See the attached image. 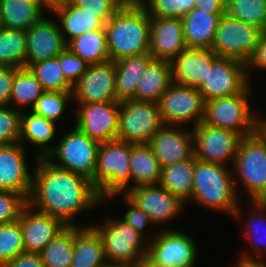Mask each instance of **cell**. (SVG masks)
<instances>
[{"mask_svg": "<svg viewBox=\"0 0 266 267\" xmlns=\"http://www.w3.org/2000/svg\"><path fill=\"white\" fill-rule=\"evenodd\" d=\"M24 252L23 235L19 220L0 224V267Z\"/></svg>", "mask_w": 266, "mask_h": 267, "instance_id": "cell-41", "label": "cell"}, {"mask_svg": "<svg viewBox=\"0 0 266 267\" xmlns=\"http://www.w3.org/2000/svg\"><path fill=\"white\" fill-rule=\"evenodd\" d=\"M69 0H41V9L46 13V10L53 12L55 9L63 6Z\"/></svg>", "mask_w": 266, "mask_h": 267, "instance_id": "cell-52", "label": "cell"}, {"mask_svg": "<svg viewBox=\"0 0 266 267\" xmlns=\"http://www.w3.org/2000/svg\"><path fill=\"white\" fill-rule=\"evenodd\" d=\"M224 14H211L194 8L181 19L183 22L184 40L187 48L211 49L215 33Z\"/></svg>", "mask_w": 266, "mask_h": 267, "instance_id": "cell-25", "label": "cell"}, {"mask_svg": "<svg viewBox=\"0 0 266 267\" xmlns=\"http://www.w3.org/2000/svg\"><path fill=\"white\" fill-rule=\"evenodd\" d=\"M99 145L74 125L45 158L58 168L87 178L93 185Z\"/></svg>", "mask_w": 266, "mask_h": 267, "instance_id": "cell-8", "label": "cell"}, {"mask_svg": "<svg viewBox=\"0 0 266 267\" xmlns=\"http://www.w3.org/2000/svg\"><path fill=\"white\" fill-rule=\"evenodd\" d=\"M262 31L225 13L218 24L211 47L217 56L247 64L254 53Z\"/></svg>", "mask_w": 266, "mask_h": 267, "instance_id": "cell-10", "label": "cell"}, {"mask_svg": "<svg viewBox=\"0 0 266 267\" xmlns=\"http://www.w3.org/2000/svg\"><path fill=\"white\" fill-rule=\"evenodd\" d=\"M44 92L42 85L29 68H18L14 74L8 106L21 112L25 107L27 109L31 107L28 109L30 111Z\"/></svg>", "mask_w": 266, "mask_h": 267, "instance_id": "cell-34", "label": "cell"}, {"mask_svg": "<svg viewBox=\"0 0 266 267\" xmlns=\"http://www.w3.org/2000/svg\"><path fill=\"white\" fill-rule=\"evenodd\" d=\"M74 125L99 143L117 139L120 102H95L76 105Z\"/></svg>", "mask_w": 266, "mask_h": 267, "instance_id": "cell-15", "label": "cell"}, {"mask_svg": "<svg viewBox=\"0 0 266 267\" xmlns=\"http://www.w3.org/2000/svg\"><path fill=\"white\" fill-rule=\"evenodd\" d=\"M232 169L238 195L241 182L251 201L266 197V143L256 133L240 139Z\"/></svg>", "mask_w": 266, "mask_h": 267, "instance_id": "cell-6", "label": "cell"}, {"mask_svg": "<svg viewBox=\"0 0 266 267\" xmlns=\"http://www.w3.org/2000/svg\"><path fill=\"white\" fill-rule=\"evenodd\" d=\"M246 68L249 80L251 77L250 73L254 71V69H258L259 71L260 69L261 71L264 69L266 70V31L261 33L254 53L246 64Z\"/></svg>", "mask_w": 266, "mask_h": 267, "instance_id": "cell-48", "label": "cell"}, {"mask_svg": "<svg viewBox=\"0 0 266 267\" xmlns=\"http://www.w3.org/2000/svg\"><path fill=\"white\" fill-rule=\"evenodd\" d=\"M26 68L58 56L67 48L58 23L45 15L26 30Z\"/></svg>", "mask_w": 266, "mask_h": 267, "instance_id": "cell-18", "label": "cell"}, {"mask_svg": "<svg viewBox=\"0 0 266 267\" xmlns=\"http://www.w3.org/2000/svg\"><path fill=\"white\" fill-rule=\"evenodd\" d=\"M52 13V15H56V19L59 18L61 33L67 44L88 31L105 29L106 26V23L97 16V13L89 10V7H77L70 1Z\"/></svg>", "mask_w": 266, "mask_h": 267, "instance_id": "cell-26", "label": "cell"}, {"mask_svg": "<svg viewBox=\"0 0 266 267\" xmlns=\"http://www.w3.org/2000/svg\"><path fill=\"white\" fill-rule=\"evenodd\" d=\"M108 264L100 234L90 224L74 225L71 267H105Z\"/></svg>", "mask_w": 266, "mask_h": 267, "instance_id": "cell-24", "label": "cell"}, {"mask_svg": "<svg viewBox=\"0 0 266 267\" xmlns=\"http://www.w3.org/2000/svg\"><path fill=\"white\" fill-rule=\"evenodd\" d=\"M21 114L11 106L0 107V146L19 142Z\"/></svg>", "mask_w": 266, "mask_h": 267, "instance_id": "cell-43", "label": "cell"}, {"mask_svg": "<svg viewBox=\"0 0 266 267\" xmlns=\"http://www.w3.org/2000/svg\"><path fill=\"white\" fill-rule=\"evenodd\" d=\"M160 116L166 125H199L204 118L205 101L197 88L172 82L158 102ZM194 121V122H193Z\"/></svg>", "mask_w": 266, "mask_h": 267, "instance_id": "cell-12", "label": "cell"}, {"mask_svg": "<svg viewBox=\"0 0 266 267\" xmlns=\"http://www.w3.org/2000/svg\"><path fill=\"white\" fill-rule=\"evenodd\" d=\"M57 57L65 78L74 86L87 70L88 64L79 56L72 53L68 48Z\"/></svg>", "mask_w": 266, "mask_h": 267, "instance_id": "cell-46", "label": "cell"}, {"mask_svg": "<svg viewBox=\"0 0 266 267\" xmlns=\"http://www.w3.org/2000/svg\"><path fill=\"white\" fill-rule=\"evenodd\" d=\"M122 196L124 199V204L128 206V211L124 213L123 219L127 224L132 226L136 231H138L140 234H142L144 237L147 233H144L146 230L147 225H154L155 223L153 220L149 217V215L144 212L141 208H139L136 204H134L125 194H115L109 196L104 202L107 203V201Z\"/></svg>", "mask_w": 266, "mask_h": 267, "instance_id": "cell-45", "label": "cell"}, {"mask_svg": "<svg viewBox=\"0 0 266 267\" xmlns=\"http://www.w3.org/2000/svg\"><path fill=\"white\" fill-rule=\"evenodd\" d=\"M237 262V263H236ZM233 267H266L265 261L260 262V261H243V260H238L235 261Z\"/></svg>", "mask_w": 266, "mask_h": 267, "instance_id": "cell-54", "label": "cell"}, {"mask_svg": "<svg viewBox=\"0 0 266 267\" xmlns=\"http://www.w3.org/2000/svg\"><path fill=\"white\" fill-rule=\"evenodd\" d=\"M2 267H45L39 253H21Z\"/></svg>", "mask_w": 266, "mask_h": 267, "instance_id": "cell-50", "label": "cell"}, {"mask_svg": "<svg viewBox=\"0 0 266 267\" xmlns=\"http://www.w3.org/2000/svg\"><path fill=\"white\" fill-rule=\"evenodd\" d=\"M67 48L88 65L110 61L105 29L88 31L72 39Z\"/></svg>", "mask_w": 266, "mask_h": 267, "instance_id": "cell-33", "label": "cell"}, {"mask_svg": "<svg viewBox=\"0 0 266 267\" xmlns=\"http://www.w3.org/2000/svg\"><path fill=\"white\" fill-rule=\"evenodd\" d=\"M21 114L19 142L25 147L28 141L35 147L34 158H45L53 149L49 143L56 137V122L27 111Z\"/></svg>", "mask_w": 266, "mask_h": 267, "instance_id": "cell-27", "label": "cell"}, {"mask_svg": "<svg viewBox=\"0 0 266 267\" xmlns=\"http://www.w3.org/2000/svg\"><path fill=\"white\" fill-rule=\"evenodd\" d=\"M255 133L266 143V118L257 112Z\"/></svg>", "mask_w": 266, "mask_h": 267, "instance_id": "cell-53", "label": "cell"}, {"mask_svg": "<svg viewBox=\"0 0 266 267\" xmlns=\"http://www.w3.org/2000/svg\"><path fill=\"white\" fill-rule=\"evenodd\" d=\"M207 66H212L211 49L185 48L171 61L172 81L198 89L206 80Z\"/></svg>", "mask_w": 266, "mask_h": 267, "instance_id": "cell-23", "label": "cell"}, {"mask_svg": "<svg viewBox=\"0 0 266 267\" xmlns=\"http://www.w3.org/2000/svg\"><path fill=\"white\" fill-rule=\"evenodd\" d=\"M113 61L88 65L85 73L72 89V102L86 104L117 101Z\"/></svg>", "mask_w": 266, "mask_h": 267, "instance_id": "cell-16", "label": "cell"}, {"mask_svg": "<svg viewBox=\"0 0 266 267\" xmlns=\"http://www.w3.org/2000/svg\"><path fill=\"white\" fill-rule=\"evenodd\" d=\"M191 129L194 156L197 160L225 167L231 164L233 167L238 144L242 138L238 133L215 128L203 122Z\"/></svg>", "mask_w": 266, "mask_h": 267, "instance_id": "cell-14", "label": "cell"}, {"mask_svg": "<svg viewBox=\"0 0 266 267\" xmlns=\"http://www.w3.org/2000/svg\"><path fill=\"white\" fill-rule=\"evenodd\" d=\"M172 82L171 62L153 59L137 84L135 100L158 103Z\"/></svg>", "mask_w": 266, "mask_h": 267, "instance_id": "cell-29", "label": "cell"}, {"mask_svg": "<svg viewBox=\"0 0 266 267\" xmlns=\"http://www.w3.org/2000/svg\"><path fill=\"white\" fill-rule=\"evenodd\" d=\"M105 267H120V266H116V265L107 264Z\"/></svg>", "mask_w": 266, "mask_h": 267, "instance_id": "cell-58", "label": "cell"}, {"mask_svg": "<svg viewBox=\"0 0 266 267\" xmlns=\"http://www.w3.org/2000/svg\"><path fill=\"white\" fill-rule=\"evenodd\" d=\"M28 204L34 209L59 218L66 226L78 214L106 204L87 178L58 168L46 158H37Z\"/></svg>", "mask_w": 266, "mask_h": 267, "instance_id": "cell-1", "label": "cell"}, {"mask_svg": "<svg viewBox=\"0 0 266 267\" xmlns=\"http://www.w3.org/2000/svg\"><path fill=\"white\" fill-rule=\"evenodd\" d=\"M250 203L252 206L247 212V214L249 213L247 217L249 220L245 223L247 229L245 228L244 234L245 238L253 245L255 249L253 253L256 255L252 257V254L241 252L237 255L238 260L266 262V202L257 200Z\"/></svg>", "mask_w": 266, "mask_h": 267, "instance_id": "cell-31", "label": "cell"}, {"mask_svg": "<svg viewBox=\"0 0 266 267\" xmlns=\"http://www.w3.org/2000/svg\"><path fill=\"white\" fill-rule=\"evenodd\" d=\"M139 267H176V266H169L160 263H155L148 255H146L143 261L140 263Z\"/></svg>", "mask_w": 266, "mask_h": 267, "instance_id": "cell-55", "label": "cell"}, {"mask_svg": "<svg viewBox=\"0 0 266 267\" xmlns=\"http://www.w3.org/2000/svg\"><path fill=\"white\" fill-rule=\"evenodd\" d=\"M163 125L158 103L134 99L120 102L117 139L149 143Z\"/></svg>", "mask_w": 266, "mask_h": 267, "instance_id": "cell-9", "label": "cell"}, {"mask_svg": "<svg viewBox=\"0 0 266 267\" xmlns=\"http://www.w3.org/2000/svg\"><path fill=\"white\" fill-rule=\"evenodd\" d=\"M131 149V142L119 139L100 143L93 186L103 201L111 195L125 194L130 189Z\"/></svg>", "mask_w": 266, "mask_h": 267, "instance_id": "cell-4", "label": "cell"}, {"mask_svg": "<svg viewBox=\"0 0 266 267\" xmlns=\"http://www.w3.org/2000/svg\"><path fill=\"white\" fill-rule=\"evenodd\" d=\"M151 39L149 54L154 59L172 61L185 48L181 18L150 16Z\"/></svg>", "mask_w": 266, "mask_h": 267, "instance_id": "cell-22", "label": "cell"}, {"mask_svg": "<svg viewBox=\"0 0 266 267\" xmlns=\"http://www.w3.org/2000/svg\"><path fill=\"white\" fill-rule=\"evenodd\" d=\"M26 149L20 142L0 146V190L14 191L28 199L33 171L27 164Z\"/></svg>", "mask_w": 266, "mask_h": 267, "instance_id": "cell-20", "label": "cell"}, {"mask_svg": "<svg viewBox=\"0 0 266 267\" xmlns=\"http://www.w3.org/2000/svg\"><path fill=\"white\" fill-rule=\"evenodd\" d=\"M74 249V225L66 226L39 253L45 267H71Z\"/></svg>", "mask_w": 266, "mask_h": 267, "instance_id": "cell-37", "label": "cell"}, {"mask_svg": "<svg viewBox=\"0 0 266 267\" xmlns=\"http://www.w3.org/2000/svg\"><path fill=\"white\" fill-rule=\"evenodd\" d=\"M226 13L262 32L266 31V0H227Z\"/></svg>", "mask_w": 266, "mask_h": 267, "instance_id": "cell-39", "label": "cell"}, {"mask_svg": "<svg viewBox=\"0 0 266 267\" xmlns=\"http://www.w3.org/2000/svg\"><path fill=\"white\" fill-rule=\"evenodd\" d=\"M73 100L72 92L45 91L30 110L36 115L58 122L65 112L66 105Z\"/></svg>", "mask_w": 266, "mask_h": 267, "instance_id": "cell-40", "label": "cell"}, {"mask_svg": "<svg viewBox=\"0 0 266 267\" xmlns=\"http://www.w3.org/2000/svg\"><path fill=\"white\" fill-rule=\"evenodd\" d=\"M4 28L3 18L0 12V31Z\"/></svg>", "mask_w": 266, "mask_h": 267, "instance_id": "cell-57", "label": "cell"}, {"mask_svg": "<svg viewBox=\"0 0 266 267\" xmlns=\"http://www.w3.org/2000/svg\"><path fill=\"white\" fill-rule=\"evenodd\" d=\"M249 85L242 93L205 102L203 123L234 131L241 137L255 134L257 112L250 106L253 92ZM249 103V104H248Z\"/></svg>", "mask_w": 266, "mask_h": 267, "instance_id": "cell-7", "label": "cell"}, {"mask_svg": "<svg viewBox=\"0 0 266 267\" xmlns=\"http://www.w3.org/2000/svg\"><path fill=\"white\" fill-rule=\"evenodd\" d=\"M153 17L182 18L195 8V0H138Z\"/></svg>", "mask_w": 266, "mask_h": 267, "instance_id": "cell-42", "label": "cell"}, {"mask_svg": "<svg viewBox=\"0 0 266 267\" xmlns=\"http://www.w3.org/2000/svg\"><path fill=\"white\" fill-rule=\"evenodd\" d=\"M28 204V199L20 193L0 190V224L19 220L20 214Z\"/></svg>", "mask_w": 266, "mask_h": 267, "instance_id": "cell-44", "label": "cell"}, {"mask_svg": "<svg viewBox=\"0 0 266 267\" xmlns=\"http://www.w3.org/2000/svg\"><path fill=\"white\" fill-rule=\"evenodd\" d=\"M153 59L149 53H144L125 57L114 62L117 101L135 100L137 84L145 73L146 67Z\"/></svg>", "mask_w": 266, "mask_h": 267, "instance_id": "cell-28", "label": "cell"}, {"mask_svg": "<svg viewBox=\"0 0 266 267\" xmlns=\"http://www.w3.org/2000/svg\"><path fill=\"white\" fill-rule=\"evenodd\" d=\"M0 12L5 28L24 31L45 15L36 3L25 0H0Z\"/></svg>", "mask_w": 266, "mask_h": 267, "instance_id": "cell-35", "label": "cell"}, {"mask_svg": "<svg viewBox=\"0 0 266 267\" xmlns=\"http://www.w3.org/2000/svg\"><path fill=\"white\" fill-rule=\"evenodd\" d=\"M195 156L162 168L159 185L185 204L192 195Z\"/></svg>", "mask_w": 266, "mask_h": 267, "instance_id": "cell-32", "label": "cell"}, {"mask_svg": "<svg viewBox=\"0 0 266 267\" xmlns=\"http://www.w3.org/2000/svg\"><path fill=\"white\" fill-rule=\"evenodd\" d=\"M29 70L45 91L72 92L73 85L65 78L57 56L32 64Z\"/></svg>", "mask_w": 266, "mask_h": 267, "instance_id": "cell-38", "label": "cell"}, {"mask_svg": "<svg viewBox=\"0 0 266 267\" xmlns=\"http://www.w3.org/2000/svg\"><path fill=\"white\" fill-rule=\"evenodd\" d=\"M195 8L204 11H209L211 14H225L226 1L225 0H195Z\"/></svg>", "mask_w": 266, "mask_h": 267, "instance_id": "cell-51", "label": "cell"}, {"mask_svg": "<svg viewBox=\"0 0 266 267\" xmlns=\"http://www.w3.org/2000/svg\"><path fill=\"white\" fill-rule=\"evenodd\" d=\"M129 167L130 189L141 185L159 184L162 167L148 143H132Z\"/></svg>", "mask_w": 266, "mask_h": 267, "instance_id": "cell-30", "label": "cell"}, {"mask_svg": "<svg viewBox=\"0 0 266 267\" xmlns=\"http://www.w3.org/2000/svg\"><path fill=\"white\" fill-rule=\"evenodd\" d=\"M26 31L3 28L0 31V66L26 67Z\"/></svg>", "mask_w": 266, "mask_h": 267, "instance_id": "cell-36", "label": "cell"}, {"mask_svg": "<svg viewBox=\"0 0 266 267\" xmlns=\"http://www.w3.org/2000/svg\"><path fill=\"white\" fill-rule=\"evenodd\" d=\"M110 61L149 53L150 16L137 1L126 3L105 26Z\"/></svg>", "mask_w": 266, "mask_h": 267, "instance_id": "cell-2", "label": "cell"}, {"mask_svg": "<svg viewBox=\"0 0 266 267\" xmlns=\"http://www.w3.org/2000/svg\"><path fill=\"white\" fill-rule=\"evenodd\" d=\"M17 68L0 66V107L9 104L12 82Z\"/></svg>", "mask_w": 266, "mask_h": 267, "instance_id": "cell-49", "label": "cell"}, {"mask_svg": "<svg viewBox=\"0 0 266 267\" xmlns=\"http://www.w3.org/2000/svg\"><path fill=\"white\" fill-rule=\"evenodd\" d=\"M91 225L102 238L108 264L139 267L148 253L147 236L144 237L123 219L117 217L107 218L101 226L97 223Z\"/></svg>", "mask_w": 266, "mask_h": 267, "instance_id": "cell-5", "label": "cell"}, {"mask_svg": "<svg viewBox=\"0 0 266 267\" xmlns=\"http://www.w3.org/2000/svg\"><path fill=\"white\" fill-rule=\"evenodd\" d=\"M246 64L217 56L212 51V66H207L206 80L198 88L204 101L242 93L249 85Z\"/></svg>", "mask_w": 266, "mask_h": 267, "instance_id": "cell-11", "label": "cell"}, {"mask_svg": "<svg viewBox=\"0 0 266 267\" xmlns=\"http://www.w3.org/2000/svg\"><path fill=\"white\" fill-rule=\"evenodd\" d=\"M125 195L149 215L156 227L174 220L185 205L181 199L159 184L136 186L129 189Z\"/></svg>", "mask_w": 266, "mask_h": 267, "instance_id": "cell-17", "label": "cell"}, {"mask_svg": "<svg viewBox=\"0 0 266 267\" xmlns=\"http://www.w3.org/2000/svg\"><path fill=\"white\" fill-rule=\"evenodd\" d=\"M158 230L160 231L148 236L147 255L155 263L176 267H194L198 249L193 237L175 229L164 227Z\"/></svg>", "mask_w": 266, "mask_h": 267, "instance_id": "cell-13", "label": "cell"}, {"mask_svg": "<svg viewBox=\"0 0 266 267\" xmlns=\"http://www.w3.org/2000/svg\"><path fill=\"white\" fill-rule=\"evenodd\" d=\"M19 222L27 253H40L66 227L59 218L40 212L29 204L21 212Z\"/></svg>", "mask_w": 266, "mask_h": 267, "instance_id": "cell-21", "label": "cell"}, {"mask_svg": "<svg viewBox=\"0 0 266 267\" xmlns=\"http://www.w3.org/2000/svg\"><path fill=\"white\" fill-rule=\"evenodd\" d=\"M183 127L164 124L148 143L162 168L194 155L192 129Z\"/></svg>", "mask_w": 266, "mask_h": 267, "instance_id": "cell-19", "label": "cell"}, {"mask_svg": "<svg viewBox=\"0 0 266 267\" xmlns=\"http://www.w3.org/2000/svg\"><path fill=\"white\" fill-rule=\"evenodd\" d=\"M25 1L36 3L41 8V0H25Z\"/></svg>", "mask_w": 266, "mask_h": 267, "instance_id": "cell-56", "label": "cell"}, {"mask_svg": "<svg viewBox=\"0 0 266 267\" xmlns=\"http://www.w3.org/2000/svg\"><path fill=\"white\" fill-rule=\"evenodd\" d=\"M234 183L231 166L207 163L195 158L191 202L218 210L241 221L244 211Z\"/></svg>", "mask_w": 266, "mask_h": 267, "instance_id": "cell-3", "label": "cell"}, {"mask_svg": "<svg viewBox=\"0 0 266 267\" xmlns=\"http://www.w3.org/2000/svg\"><path fill=\"white\" fill-rule=\"evenodd\" d=\"M73 5L81 8L89 7L105 23L126 3V0H69Z\"/></svg>", "mask_w": 266, "mask_h": 267, "instance_id": "cell-47", "label": "cell"}]
</instances>
